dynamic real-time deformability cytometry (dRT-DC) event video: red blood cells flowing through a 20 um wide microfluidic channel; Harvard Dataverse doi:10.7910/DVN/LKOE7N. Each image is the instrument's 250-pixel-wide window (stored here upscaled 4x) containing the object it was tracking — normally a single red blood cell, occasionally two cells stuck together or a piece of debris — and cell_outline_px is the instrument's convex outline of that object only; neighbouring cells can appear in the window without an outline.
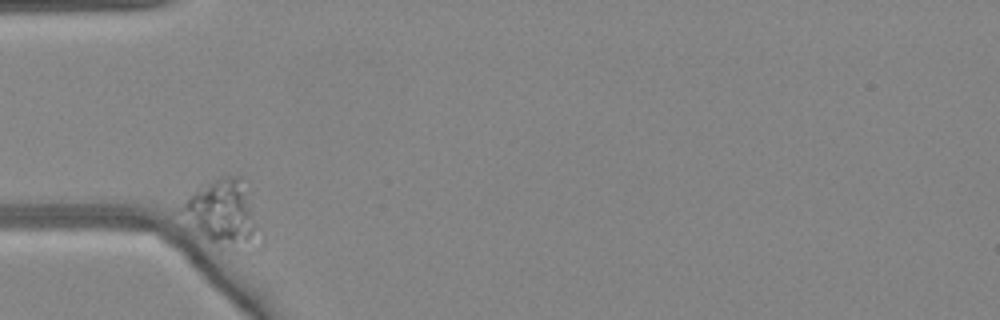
{"species": "common noctule bat (a hibernating species)", "species_latin": "Nyctalus noctula", "temperature_condition": "warm", "stored_images_in_passage": 31, "camera_frame_rate_fps": 3000, "um_per_image_px": 0.085, "animal": {"sex": "female", "body_mass_g": 24.6, "forearm_length_mm": 56.2}, "frame": {"image": 1, "passage_image": 1, "time_ms": 0.0, "image_size_px": [1000, 320], "cell_outline_px": [[264, 240], [260, 248], [220, 248], [208, 240], [176, 212], [176, 208], [188, 196], [220, 176], [240, 176], [264, 232]], "centroid_in_image_um": [19.03, 18.21], "position_along_channel_um": 66.0, "area_um2": 30.81}}
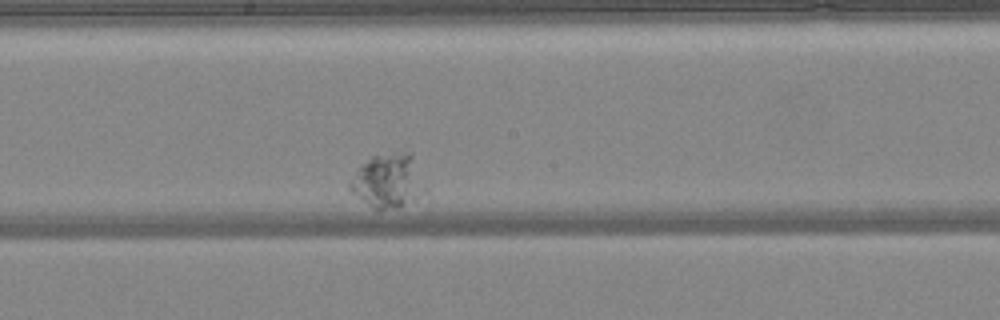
{"frame": {"image": 2, "passage_image": 17, "time_ms": 5.333, "image_size_px": [1000, 320], "cell_outline_px": [[428, 192], [400, 208], [372, 208], [352, 192], [348, 188], [348, 184], [360, 164], [372, 156], [412, 152], [428, 188]], "centroid_in_image_um": [33.04, 15.38], "position_along_channel_um": 215.2, "area_um2": 23.81}}
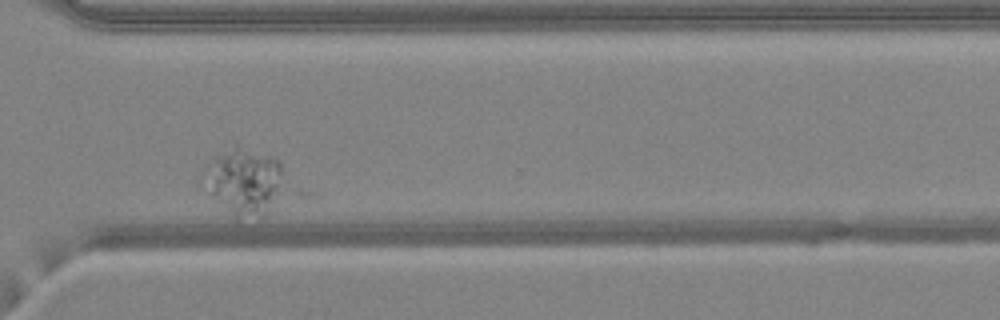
{"frame": {"image": 3, "passage_image": 29, "time_ms": 9.333, "image_size_px": [1000, 320], "cell_outline_px": [[280, 172], [276, 188], [268, 212], [264, 216], [236, 220], [232, 216], [212, 192], [216, 160], [220, 156], [236, 144], [272, 156], [280, 164]], "centroid_in_image_um": [20.89, 15.46], "position_along_channel_um": 349.7, "area_um2": 27.57}}